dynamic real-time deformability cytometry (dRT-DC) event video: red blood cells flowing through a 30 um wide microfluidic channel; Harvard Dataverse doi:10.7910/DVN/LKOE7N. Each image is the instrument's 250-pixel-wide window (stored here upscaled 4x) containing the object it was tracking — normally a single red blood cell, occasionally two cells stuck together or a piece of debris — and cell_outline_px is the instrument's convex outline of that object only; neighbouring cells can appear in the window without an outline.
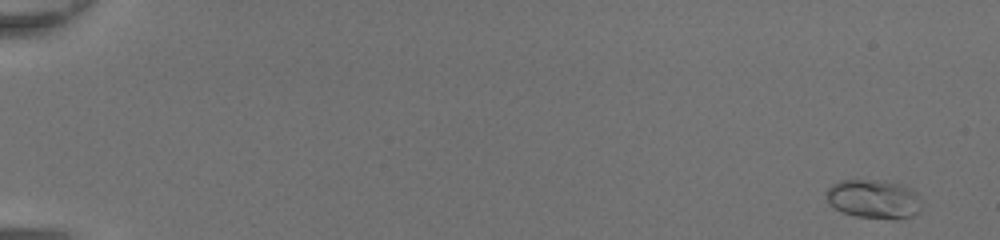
{"species": "common noctule bat (a hibernating species)", "species_latin": "Nyctalus noctula", "temperature_condition": "room temperature", "stored_images_in_passage": 50, "camera_frame_rate_fps": 3000, "um_per_image_px": 0.085, "animal": {"sex": "female", "body_mass_g": 20.0, "forearm_length_mm": 54.0}, "frame": {"image": 1, "passage_image": 3, "time_ms": 0.667, "image_size_px": [1000, 240], "cell_outline_px": [[920, 212], [912, 216], [896, 220], [856, 216], [844, 212], [828, 204], [824, 196], [824, 192], [832, 184], [840, 180], [884, 180], [904, 184], [912, 188], [920, 196]], "centroid_in_image_um": [74.28, 16.91], "position_along_channel_um": 10.7, "area_um2": 22.2}}
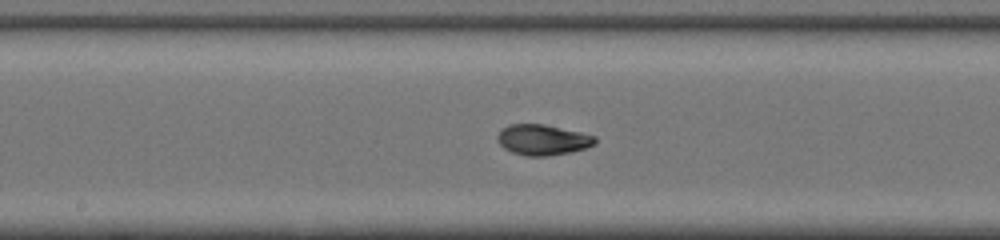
{"frame": {"image": 2, "passage_image": 29, "time_ms": 9.333, "image_size_px": [1000, 240], "cell_outline_px": [[596, 144], [588, 148], [548, 156], [524, 156], [512, 152], [504, 148], [496, 140], [496, 136], [508, 124], [544, 124], [580, 132], [596, 136]], "centroid_in_image_um": [46.13, 11.89], "position_along_channel_um": 202.1, "area_um2": 17.46}}
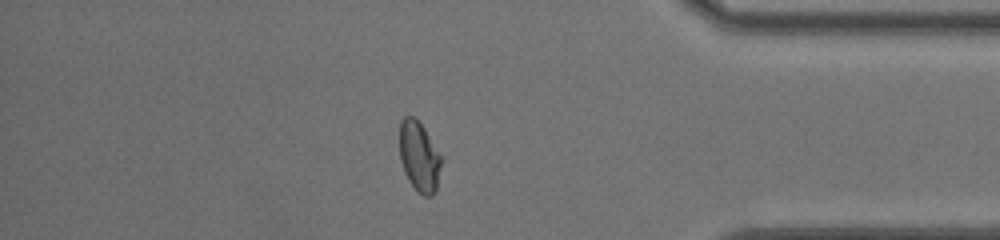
{"frame": {"image": 3, "passage_image": 44, "time_ms": 14.333, "image_size_px": [1000, 240], "cell_outline_px": [[444, 160], [436, 188], [432, 196], [424, 196], [416, 192], [408, 180], [404, 172], [400, 160], [400, 120], [404, 116], [412, 116], [424, 128]], "centroid_in_image_um": [35.64, 13.35], "position_along_channel_um": 399.6, "area_um2": 17.28}, "authors_computed_cell_mechanics": {"area_um2": 17.3689, "velocity_mm_per_s": 4.3934, "shape_relaxation_time_tau1_ms": 3.0534, "shape_relaxation_time_tau2_ms": null, "deformation_change_tau1": 0.1704, "deformation_change_tau2": null}}